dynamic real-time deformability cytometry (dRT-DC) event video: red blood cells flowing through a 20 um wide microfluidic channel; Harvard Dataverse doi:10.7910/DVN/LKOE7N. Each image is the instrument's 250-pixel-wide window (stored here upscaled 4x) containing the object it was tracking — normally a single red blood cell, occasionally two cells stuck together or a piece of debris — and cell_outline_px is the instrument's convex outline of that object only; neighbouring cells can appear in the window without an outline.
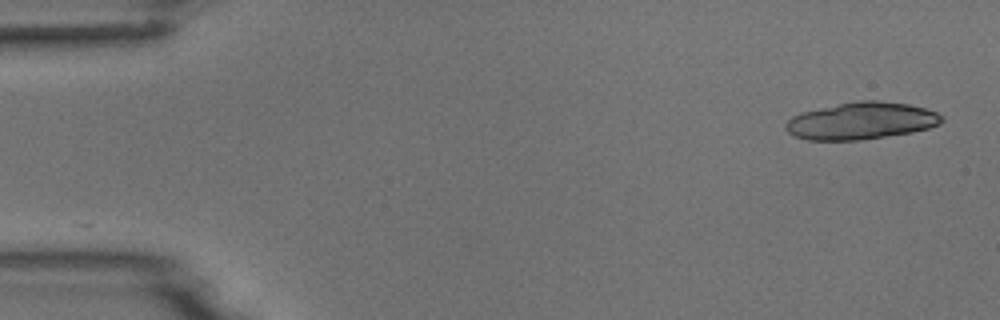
{"species": "common noctule bat (a hibernating species)", "species_latin": "Nyctalus noctula", "temperature_condition": "room temperature", "stored_images_in_passage": 4, "camera_frame_rate_fps": 3000, "um_per_image_px": 0.085, "animal": {"sex": "male", "body_mass_g": 18.8}, "frame": {"image": 1, "passage_image": 1, "time_ms": 0.0, "image_size_px": [1000, 320], "cell_outline_px": [[944, 120], [940, 124], [928, 128], [912, 132], [860, 140], [808, 140], [792, 136], [784, 128], [784, 124], [792, 116], [800, 112], [860, 100], [876, 100], [908, 104], [924, 108], [936, 112], [944, 116]], "centroid_in_image_um": [73.19, 10.28], "position_along_channel_um": 11.8, "area_um2": 33.76}}